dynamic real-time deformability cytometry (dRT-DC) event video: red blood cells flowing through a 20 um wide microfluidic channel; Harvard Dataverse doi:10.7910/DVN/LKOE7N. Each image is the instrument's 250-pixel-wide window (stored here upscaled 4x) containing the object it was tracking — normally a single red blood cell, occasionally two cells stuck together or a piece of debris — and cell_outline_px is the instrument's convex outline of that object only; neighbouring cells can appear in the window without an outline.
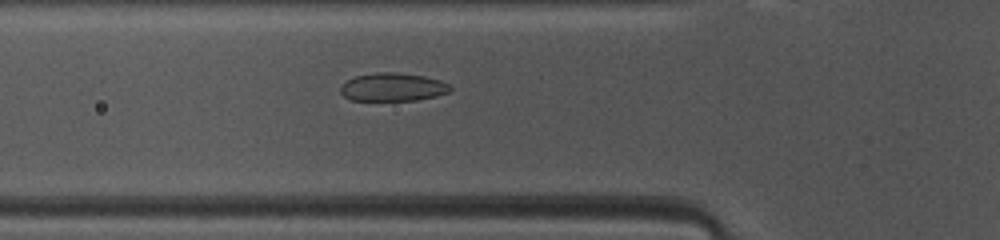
{"species": "common noctule bat (a hibernating species)", "species_latin": "Nyctalus noctula", "temperature_condition": "warm", "stored_images_in_passage": 37, "camera_frame_rate_fps": 3000, "um_per_image_px": 0.085, "animal": {"sex": "female", "body_mass_g": 10.0, "forearm_length_mm": 53.1}, "frame": {"image": 1, "passage_image": 5, "time_ms": 1.333, "image_size_px": [1000, 240], "cell_outline_px": [[452, 88], [448, 92], [436, 96], [416, 100], [352, 100], [344, 96], [340, 92], [340, 84], [356, 76], [376, 72], [400, 72], [424, 76], [440, 80], [448, 84]], "centroid_in_image_um": [33.37, 7.39], "position_along_channel_um": 92.4, "area_um2": 18.03}}
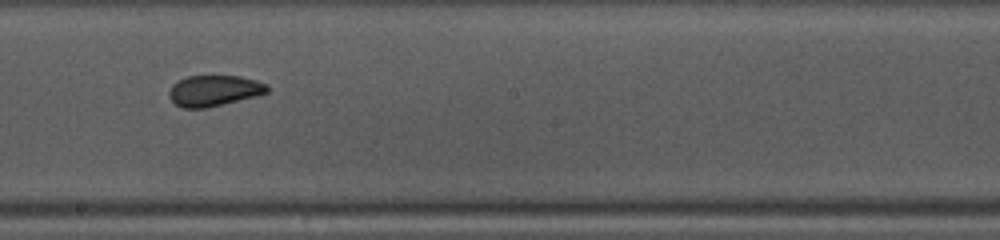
{"frame": {"image": 2, "passage_image": 15, "time_ms": 4.667, "image_size_px": [1000, 240], "cell_outline_px": [[268, 92], [256, 96], [208, 108], [184, 108], [176, 104], [168, 96], [168, 92], [172, 84], [176, 80], [188, 76], [240, 76], [256, 80], [268, 84]], "centroid_in_image_um": [18.18, 7.7], "position_along_channel_um": 230.0, "area_um2": 17.8}}
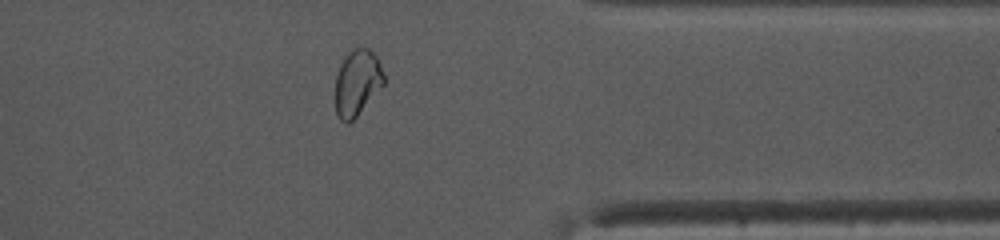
{"frame": {"image": 3, "passage_image": 27, "time_ms": 8.667, "image_size_px": [1000, 240], "cell_outline_px": [[384, 84], [356, 116], [348, 124], [340, 120], [336, 112], [336, 76], [340, 64], [348, 48], [368, 48], [376, 56], [380, 64], [384, 76]], "centroid_in_image_um": [30.34, 6.99], "position_along_channel_um": 381.1, "area_um2": 18.61}, "authors_computed_cell_mechanics": {"area_um2": 18.5538, "velocity_mm_per_s": 4.1067, "shape_relaxation_time_tau1_ms": 4.5194, "shape_relaxation_time_tau2_ms": 1.1578, "deformation_change_tau1": 0.1075, "deformation_change_tau2": 0.0351}}